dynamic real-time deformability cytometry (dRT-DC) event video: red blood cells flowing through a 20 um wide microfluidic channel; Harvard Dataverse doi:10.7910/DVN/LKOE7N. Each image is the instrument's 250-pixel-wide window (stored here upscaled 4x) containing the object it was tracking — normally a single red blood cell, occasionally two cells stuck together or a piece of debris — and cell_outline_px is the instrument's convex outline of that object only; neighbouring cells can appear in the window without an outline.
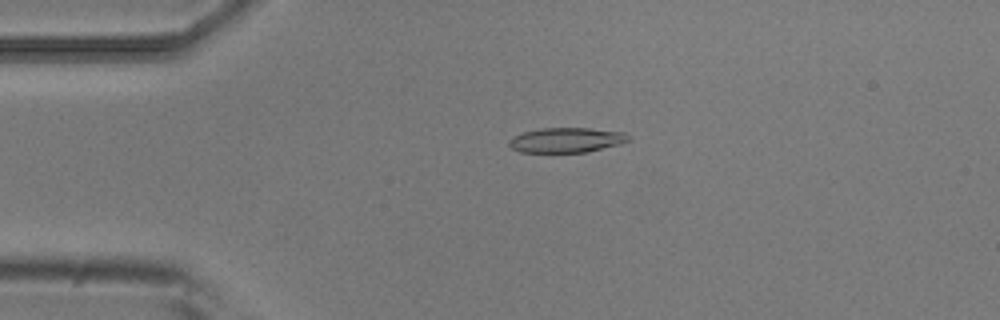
{"species": "common noctule bat (a hibernating species)", "species_latin": "Nyctalus noctula", "temperature_condition": "room temperature", "stored_images_in_passage": 3, "camera_frame_rate_fps": 3000, "um_per_image_px": 0.085, "animal": {"sex": "male", "body_mass_g": 20.5, "forearm_length_mm": 52.5}, "frame": {"image": 1, "passage_image": 2, "time_ms": 0.333, "image_size_px": [1000, 320], "cell_outline_px": [[632, 136], [628, 140], [620, 144], [588, 152], [520, 152], [512, 148], [508, 144], [508, 140], [524, 132], [540, 128], [588, 128], [624, 132]], "centroid_in_image_um": [48.17, 11.9], "position_along_channel_um": 36.8, "area_um2": 17.28}}